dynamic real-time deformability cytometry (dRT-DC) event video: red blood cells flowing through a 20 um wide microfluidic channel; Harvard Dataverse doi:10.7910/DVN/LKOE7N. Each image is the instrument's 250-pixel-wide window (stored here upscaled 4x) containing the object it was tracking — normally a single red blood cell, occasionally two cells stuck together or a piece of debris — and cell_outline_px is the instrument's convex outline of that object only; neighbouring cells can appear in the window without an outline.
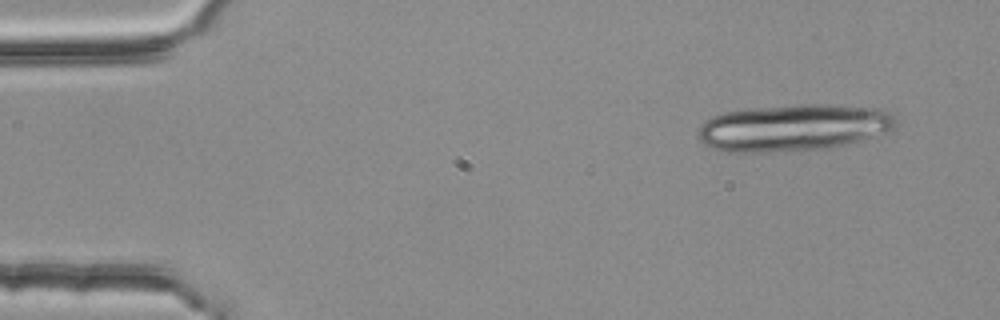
{"species": "common noctule bat (a hibernating species)", "species_latin": "Nyctalus noctula", "temperature_condition": "room temperature", "stored_images_in_passage": 3, "camera_frame_rate_fps": 3000, "um_per_image_px": 0.085, "animal": {"sex": "female", "body_mass_g": 25.1}, "frame": {"image": 1, "passage_image": 1, "time_ms": 0.0, "image_size_px": [1000, 320], "cell_outline_px": [[896, 124], [892, 128], [884, 132], [860, 140], [844, 144], [824, 148], [764, 152], [724, 152], [712, 148], [704, 144], [696, 136], [700, 124], [712, 116], [724, 112], [752, 108], [800, 104], [828, 104], [888, 108], [892, 112], [896, 120]], "centroid_in_image_um": [67.42, 10.83], "position_along_channel_um": 17.6, "area_um2": 54.16}}